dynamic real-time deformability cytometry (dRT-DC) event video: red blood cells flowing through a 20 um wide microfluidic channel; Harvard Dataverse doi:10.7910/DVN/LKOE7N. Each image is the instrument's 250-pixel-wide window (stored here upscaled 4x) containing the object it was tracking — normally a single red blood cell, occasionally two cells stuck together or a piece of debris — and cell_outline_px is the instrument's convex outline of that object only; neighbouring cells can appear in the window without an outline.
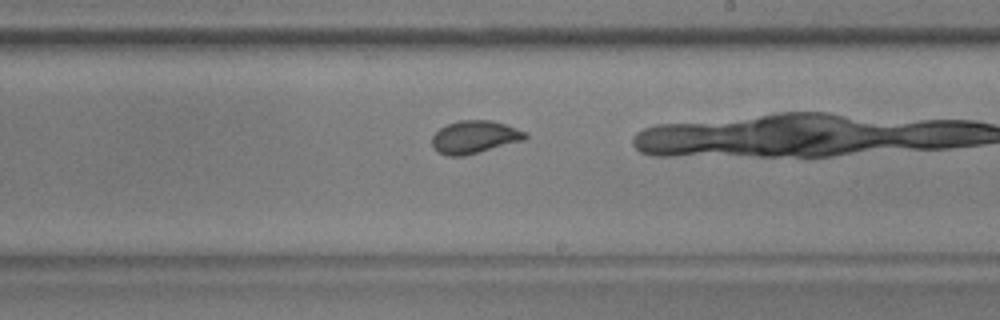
{"species": "common noctule bat (a hibernating species)", "species_latin": "Nyctalus noctula", "temperature_condition": "warm", "stored_images_in_passage": 37, "camera_frame_rate_fps": 3000, "um_per_image_px": 0.085, "animal": {"sex": "male", "body_mass_g": 17.9, "forearm_length_mm": 54.2}, "frame": {"image": 1, "passage_image": 27, "time_ms": 8.667, "image_size_px": [1000, 320], "cell_outline_px": [[528, 136], [524, 140], [464, 156], [448, 156], [436, 152], [432, 148], [432, 136], [440, 128], [448, 124], [460, 120], [492, 120], [528, 132]], "centroid_in_image_um": [40.32, 11.65], "position_along_channel_um": 248.7, "area_um2": 17.86}}
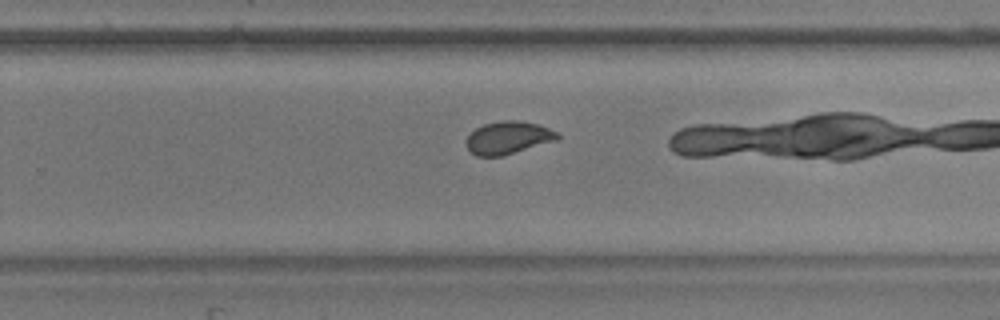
{"frame": {"image": 2, "passage_image": 30, "time_ms": 9.667, "image_size_px": [1000, 320], "cell_outline_px": [[560, 140], [500, 156], [476, 156], [468, 148], [468, 136], [476, 128], [484, 124], [500, 120], [520, 120], [540, 124], [560, 132]], "centroid_in_image_um": [43.29, 11.68], "position_along_channel_um": 286.5, "area_um2": 17.51}}
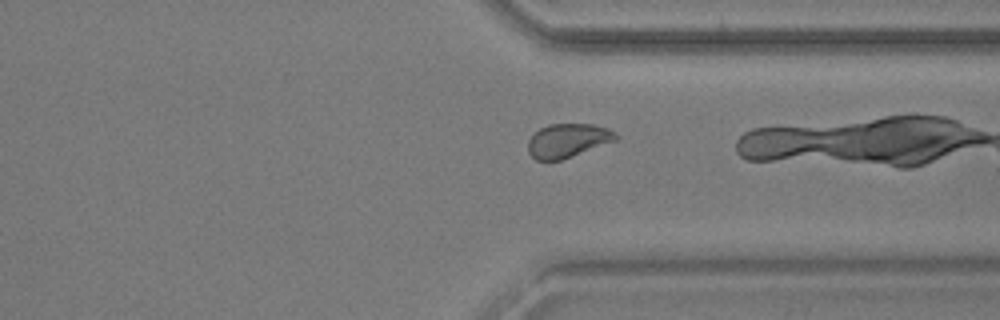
{"frame": {"image": 3, "passage_image": 36, "time_ms": 11.667, "image_size_px": [1000, 320], "cell_outline_px": [[620, 136], [616, 140], [560, 160], [536, 160], [528, 152], [528, 140], [540, 128], [548, 124], [592, 124], [608, 128]], "centroid_in_image_um": [48.25, 11.93], "position_along_channel_um": 363.1, "area_um2": 17.11}}